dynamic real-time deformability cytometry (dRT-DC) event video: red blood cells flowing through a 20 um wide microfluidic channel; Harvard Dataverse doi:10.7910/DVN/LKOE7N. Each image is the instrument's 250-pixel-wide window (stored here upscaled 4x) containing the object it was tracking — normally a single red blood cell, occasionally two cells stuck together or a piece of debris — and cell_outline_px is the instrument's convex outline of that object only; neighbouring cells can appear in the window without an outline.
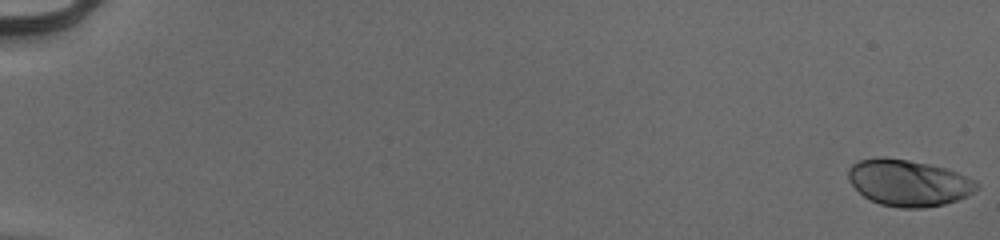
{"species": "human", "species_latin": "Homo sapiens", "temperature_condition": "cold", "stored_images_in_passage": 54, "camera_frame_rate_fps": 3000, "um_per_image_px": 0.085, "donor": {"sex": "male"}, "frame": {"image": 1, "passage_image": 1, "time_ms": 0.0, "image_size_px": [1000, 240], "cell_outline_px": [[980, 188], [968, 196], [944, 204], [924, 208], [900, 208], [880, 204], [864, 196], [848, 180], [848, 168], [852, 164], [860, 160], [880, 156], [884, 156], [908, 160], [928, 164], [944, 168], [956, 172], [976, 180], [980, 184]], "centroid_in_image_um": [77.24, 15.54], "position_along_channel_um": 7.8, "area_um2": 34.85}}
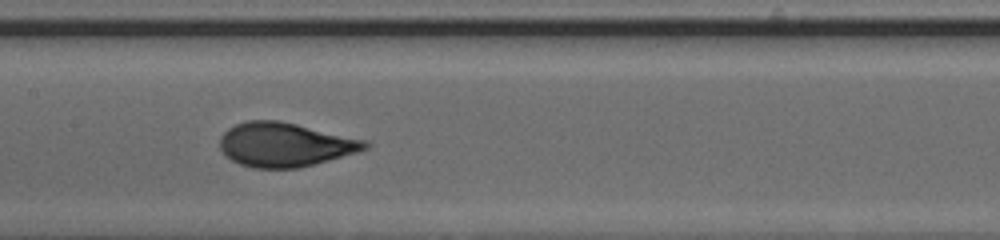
{"frame": {"image": 2, "passage_image": 30, "time_ms": 9.667, "image_size_px": [1000, 240], "cell_outline_px": [[372, 144], [368, 148], [360, 152], [296, 168], [252, 168], [240, 164], [232, 160], [220, 148], [220, 136], [228, 128], [236, 124], [248, 120], [280, 120], [368, 140]], "centroid_in_image_um": [24.26, 12.28], "position_along_channel_um": 183.1, "area_um2": 37.4}}
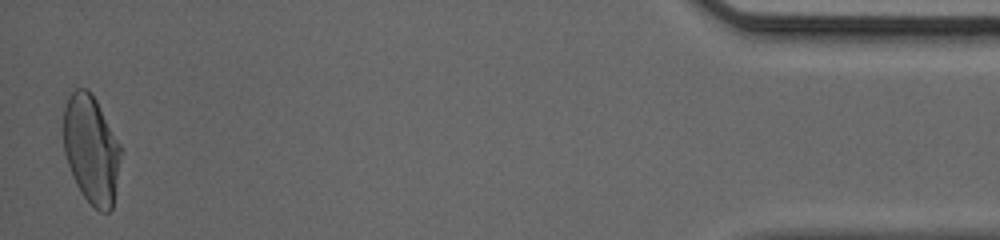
{"frame": {"image": 3, "passage_image": 54, "time_ms": 17.667, "image_size_px": [1000, 240], "cell_outline_px": [[124, 152], [112, 208], [108, 212], [100, 212], [80, 192], [72, 176], [64, 152], [64, 108], [68, 96], [76, 88], [88, 88], [96, 100], [120, 144]], "centroid_in_image_um": [7.78, 12.71], "position_along_channel_um": 427.4, "area_um2": 36.47}, "authors_computed_cell_mechanics": {"area_um2": 36.125, "velocity_mm_per_s": 3.9897, "shape_relaxation_time_tau1_ms": 4.2411, "shape_relaxation_time_tau2_ms": null, "deformation_change_tau1": 0.1942, "deformation_change_tau2": null}}